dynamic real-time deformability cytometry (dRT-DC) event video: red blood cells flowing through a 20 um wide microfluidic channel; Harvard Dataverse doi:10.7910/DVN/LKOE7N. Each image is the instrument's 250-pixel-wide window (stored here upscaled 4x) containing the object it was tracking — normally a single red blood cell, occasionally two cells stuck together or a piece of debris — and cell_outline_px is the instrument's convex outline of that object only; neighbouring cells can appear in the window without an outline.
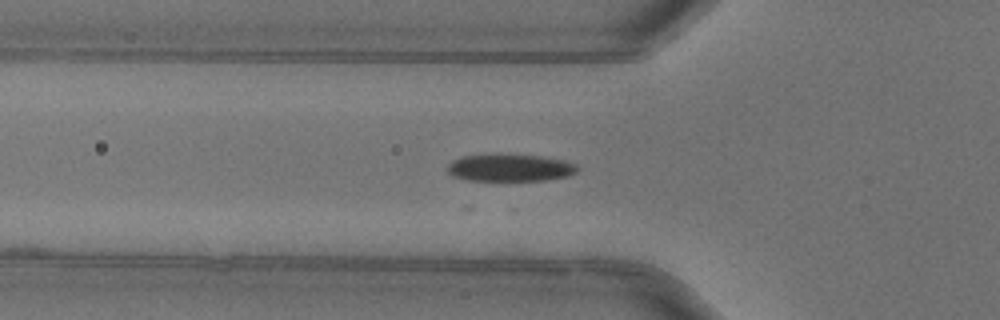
{"species": "common noctule bat (a hibernating species)", "species_latin": "Nyctalus noctula", "temperature_condition": "warm", "stored_images_in_passage": 14, "camera_frame_rate_fps": 3000, "um_per_image_px": 0.085, "animal": {"sex": "female"}, "frame": {"image": 1, "passage_image": 5, "time_ms": 1.333, "image_size_px": [1000, 320], "cell_outline_px": [[580, 168], [576, 172], [568, 176], [544, 180], [468, 180], [452, 176], [448, 172], [448, 164], [452, 160], [460, 156], [496, 152], [540, 156], [564, 160], [576, 164]], "centroid_in_image_um": [43.32, 14.22], "position_along_channel_um": 82.5, "area_um2": 21.21}}